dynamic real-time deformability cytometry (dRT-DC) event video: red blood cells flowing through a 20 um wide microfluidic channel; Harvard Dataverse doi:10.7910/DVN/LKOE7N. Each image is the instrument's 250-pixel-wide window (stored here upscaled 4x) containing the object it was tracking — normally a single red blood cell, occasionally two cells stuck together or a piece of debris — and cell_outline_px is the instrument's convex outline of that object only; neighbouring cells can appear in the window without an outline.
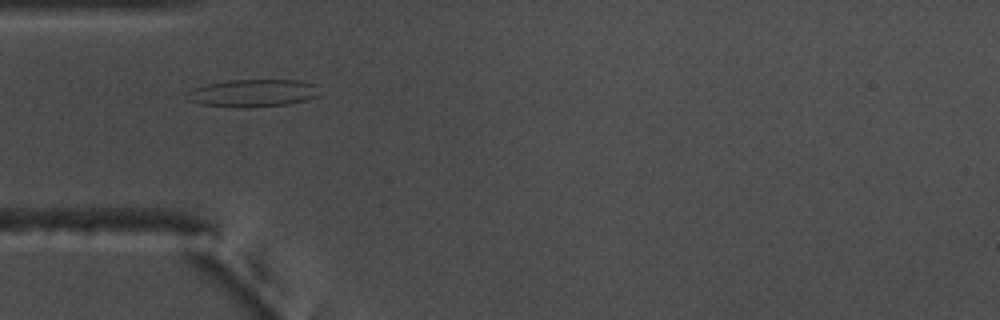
{"species": "common noctule bat (a hibernating species)", "species_latin": "Nyctalus noctula", "temperature_condition": "warm", "stored_images_in_passage": 39, "camera_frame_rate_fps": 3000, "um_per_image_px": 0.085, "animal": {"sex": "male", "body_mass_g": 17.5, "forearm_length_mm": 52.3}, "frame": {"image": 1, "passage_image": 1, "time_ms": 0.0, "image_size_px": [1000, 320], "cell_outline_px": [[320, 96], [288, 104], [248, 108], [240, 108], [204, 104], [188, 100], [184, 96], [192, 88], [208, 84], [228, 80], [300, 80], [316, 84]], "centroid_in_image_um": [21.51, 7.91], "position_along_channel_um": 63.5, "area_um2": 21.39}}
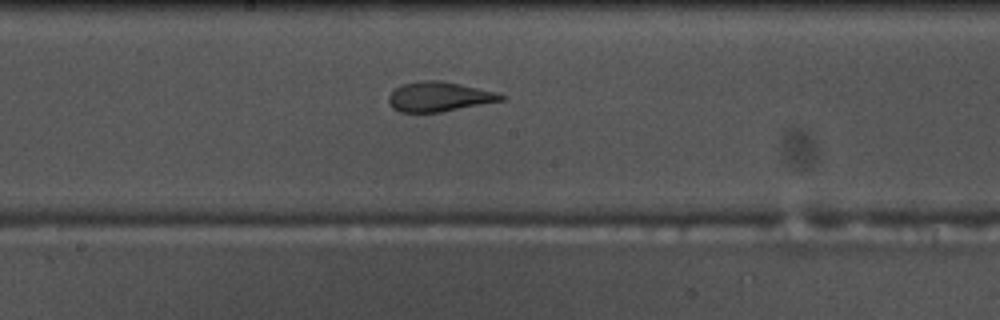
{"frame": {"image": 2, "passage_image": 13, "time_ms": 4.0, "image_size_px": [1000, 320], "cell_outline_px": [[508, 96], [504, 100], [440, 112], [400, 112], [392, 108], [388, 100], [388, 96], [396, 88], [404, 84], [420, 80], [440, 80], [460, 84], [496, 92]], "centroid_in_image_um": [37.33, 8.22], "position_along_channel_um": 210.9, "area_um2": 19.36}}
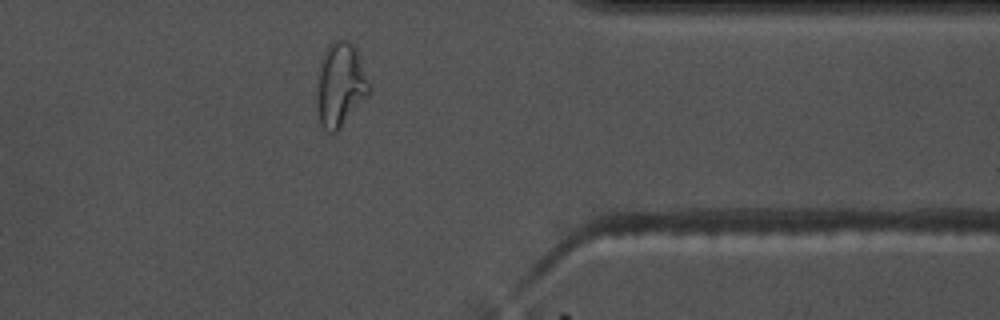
{"frame": {"image": 3, "passage_image": 28, "time_ms": 9.0, "image_size_px": [1000, 320], "cell_outline_px": [[372, 88], [368, 96], [340, 128], [336, 132], [328, 132], [320, 124], [316, 104], [316, 88], [320, 64], [324, 52], [328, 44], [332, 40], [348, 40], [356, 48]], "centroid_in_image_um": [28.93, 7.2], "position_along_channel_um": 382.5, "area_um2": 25.89}, "authors_computed_cell_mechanics": {"area_um2": 19.941, "velocity_mm_per_s": 3.7001, "shape_relaxation_time_tau1_ms": null, "shape_relaxation_time_tau2_ms": 1.3129, "deformation_change_tau1": null, "deformation_change_tau2": 0.1013}}